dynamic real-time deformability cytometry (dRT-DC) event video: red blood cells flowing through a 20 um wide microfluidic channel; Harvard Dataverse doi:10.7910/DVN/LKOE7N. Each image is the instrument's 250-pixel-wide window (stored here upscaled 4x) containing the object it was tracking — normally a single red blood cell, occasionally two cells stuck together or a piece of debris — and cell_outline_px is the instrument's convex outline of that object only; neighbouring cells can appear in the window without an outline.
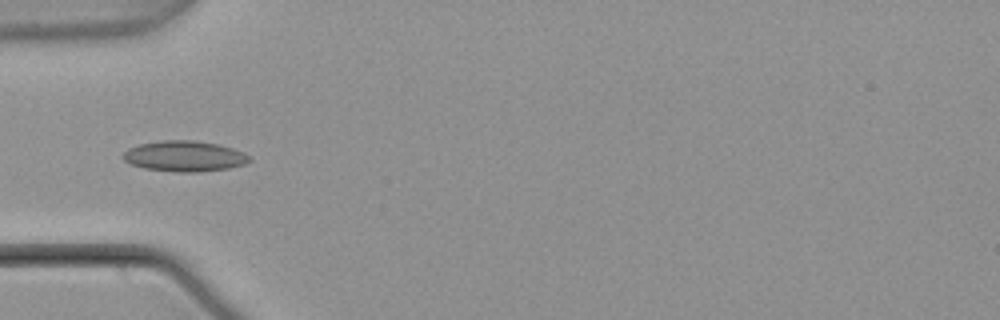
{"species": "common noctule bat (a hibernating species)", "species_latin": "Nyctalus noctula", "temperature_condition": "warm", "stored_images_in_passage": 6, "camera_frame_rate_fps": 3000, "um_per_image_px": 0.085, "animal": {"sex": "male", "body_mass_g": 21.5, "forearm_length_mm": 52.0}, "frame": {"image": 1, "passage_image": 5, "time_ms": 1.333, "image_size_px": [1000, 320], "cell_outline_px": [[252, 160], [244, 164], [228, 168], [196, 172], [180, 172], [144, 168], [128, 164], [120, 156], [128, 148], [140, 144], [160, 140], [192, 140], [216, 144], [232, 148], [244, 152]], "centroid_in_image_um": [15.63, 13.27], "position_along_channel_um": 69.4, "area_um2": 22.54}}
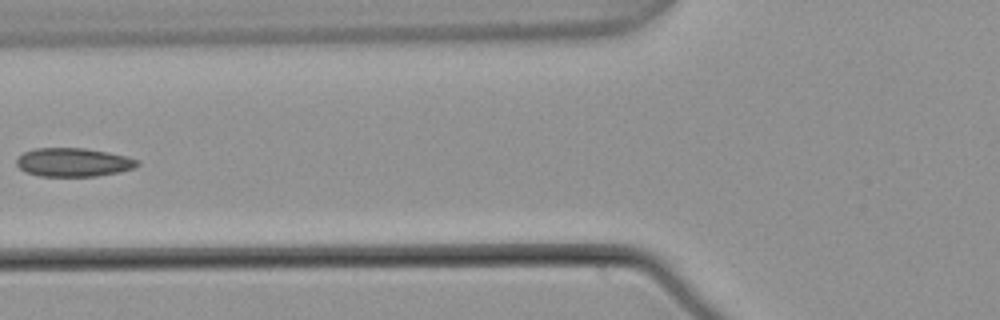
{"frame": {"image": 2, "passage_image": 6, "time_ms": 1.667, "image_size_px": [1000, 320], "cell_outline_px": [[140, 164], [136, 168], [120, 172], [96, 176], [40, 176], [24, 172], [16, 164], [16, 160], [24, 152], [36, 148], [84, 148], [108, 152], [128, 156], [140, 160]], "centroid_in_image_um": [6.29, 13.8], "position_along_channel_um": 119.5, "area_um2": 20.35}}